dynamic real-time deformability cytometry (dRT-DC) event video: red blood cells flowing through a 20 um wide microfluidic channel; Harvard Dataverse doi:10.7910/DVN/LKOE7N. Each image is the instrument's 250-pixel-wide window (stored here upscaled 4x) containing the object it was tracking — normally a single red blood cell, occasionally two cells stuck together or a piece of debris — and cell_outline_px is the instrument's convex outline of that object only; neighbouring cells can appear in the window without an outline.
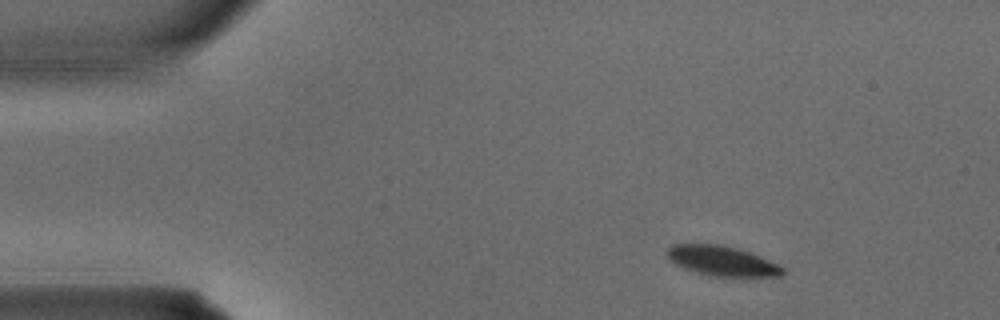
{"species": "common noctule bat (a hibernating species)", "species_latin": "Nyctalus noctula", "temperature_condition": "warm", "stored_images_in_passage": 3, "camera_frame_rate_fps": 3000, "um_per_image_px": 0.085, "animal": {"sex": "male", "body_mass_g": 15.6}, "frame": {"image": 1, "passage_image": 1, "time_ms": 0.0, "image_size_px": [1000, 320], "cell_outline_px": [[784, 272], [780, 276], [716, 276], [696, 272], [684, 268], [676, 264], [664, 252], [672, 244], [720, 244], [736, 248], [748, 252], [768, 260], [784, 268]], "centroid_in_image_um": [61.33, 22.17], "position_along_channel_um": 23.7, "area_um2": 19.71}}